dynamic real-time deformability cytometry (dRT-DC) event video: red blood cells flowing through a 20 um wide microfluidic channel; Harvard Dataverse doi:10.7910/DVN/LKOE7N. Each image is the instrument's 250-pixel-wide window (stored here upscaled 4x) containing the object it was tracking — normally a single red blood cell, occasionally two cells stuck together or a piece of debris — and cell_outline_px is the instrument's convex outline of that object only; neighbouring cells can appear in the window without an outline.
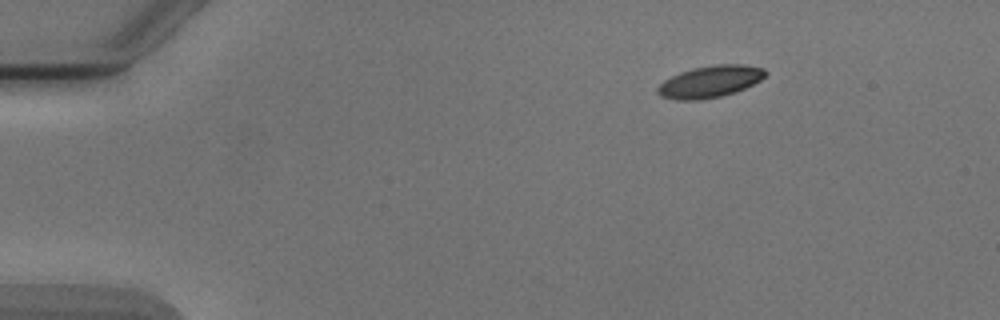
{"species": "Egyptian fruit bat (a non-hibernating species)", "species_latin": "Rousettus aegyptiacus", "temperature_condition": "cold", "stored_images_in_passage": 3, "camera_frame_rate_fps": 3000, "um_per_image_px": 0.085, "animal": {"sex": "male"}, "frame": {"image": 1, "passage_image": 1, "time_ms": 0.0, "image_size_px": [1000, 320], "cell_outline_px": [[768, 72], [760, 80], [736, 92], [720, 96], [700, 100], [676, 100], [660, 96], [656, 92], [656, 88], [664, 80], [680, 72], [692, 68], [716, 64], [744, 64], [764, 68]], "centroid_in_image_um": [60.34, 6.93], "position_along_channel_um": 24.7, "area_um2": 20.06}}